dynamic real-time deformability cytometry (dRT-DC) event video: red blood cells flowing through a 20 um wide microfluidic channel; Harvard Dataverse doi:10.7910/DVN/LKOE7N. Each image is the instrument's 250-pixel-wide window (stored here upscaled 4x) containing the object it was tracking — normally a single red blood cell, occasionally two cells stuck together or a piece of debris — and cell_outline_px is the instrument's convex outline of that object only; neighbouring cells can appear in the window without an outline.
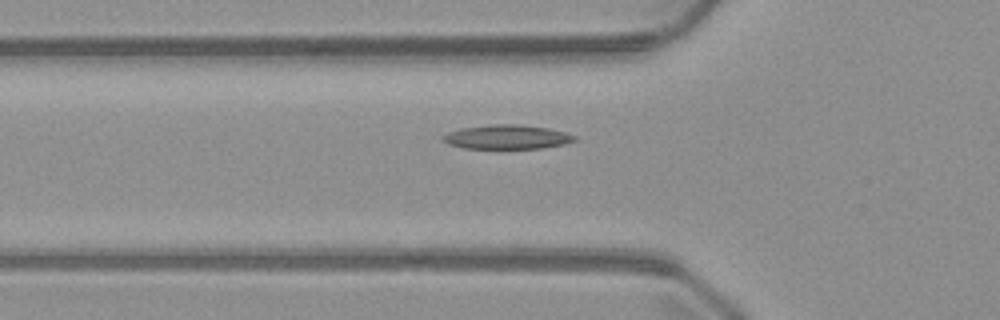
{"species": "common noctule bat (a hibernating species)", "species_latin": "Nyctalus noctula", "temperature_condition": "warm", "stored_images_in_passage": 35, "camera_frame_rate_fps": 3000, "um_per_image_px": 0.085, "animal": {"sex": "male", "body_mass_g": 23.1, "forearm_length_mm": 52.7}, "frame": {"image": 1, "passage_image": 5, "time_ms": 1.333, "image_size_px": [1000, 320], "cell_outline_px": [[580, 140], [564, 144], [540, 148], [464, 148], [448, 144], [440, 136], [448, 132], [460, 128], [488, 124], [520, 124], [548, 128], [564, 132], [576, 136]], "centroid_in_image_um": [43.1, 11.63], "position_along_channel_um": 82.7, "area_um2": 18.67}}
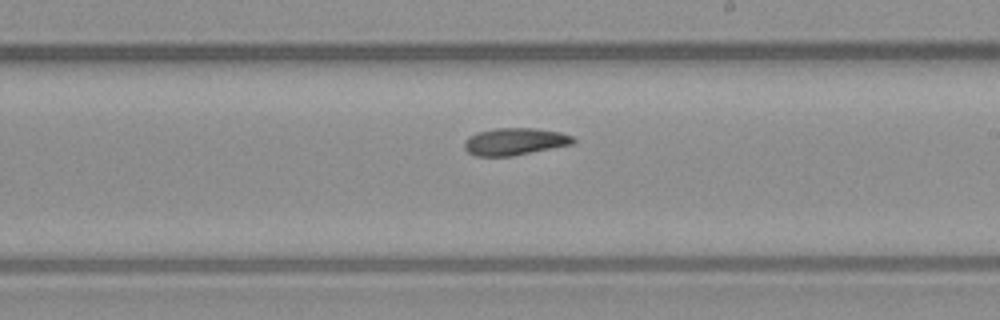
{"frame": {"image": 2, "passage_image": 17, "time_ms": 5.333, "image_size_px": [1000, 320], "cell_outline_px": [[576, 140], [572, 144], [512, 156], [476, 156], [468, 152], [464, 148], [464, 144], [468, 136], [476, 132], [496, 128], [536, 128], [560, 132], [572, 136]], "centroid_in_image_um": [43.73, 12.02], "position_along_channel_um": 245.3, "area_um2": 17.22}}
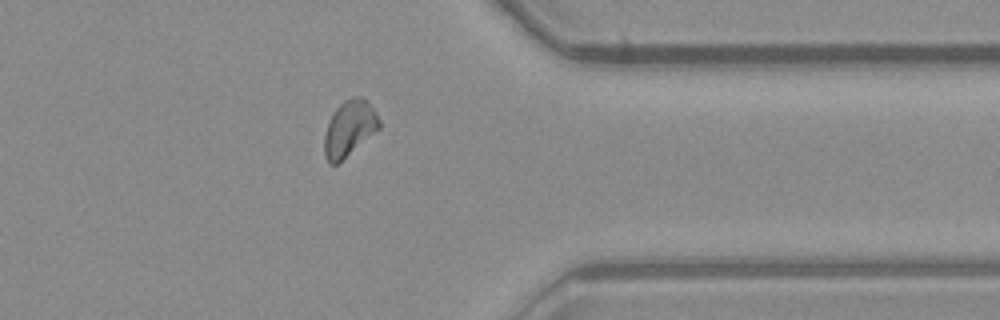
{"frame": {"image": 3, "passage_image": 28, "time_ms": 9.0, "image_size_px": [1000, 320], "cell_outline_px": [[380, 128], [336, 164], [328, 164], [324, 156], [324, 136], [328, 124], [336, 108], [344, 100], [352, 96], [360, 96], [376, 112], [380, 120]], "centroid_in_image_um": [29.68, 10.91], "position_along_channel_um": 381.7, "area_um2": 17.46}}